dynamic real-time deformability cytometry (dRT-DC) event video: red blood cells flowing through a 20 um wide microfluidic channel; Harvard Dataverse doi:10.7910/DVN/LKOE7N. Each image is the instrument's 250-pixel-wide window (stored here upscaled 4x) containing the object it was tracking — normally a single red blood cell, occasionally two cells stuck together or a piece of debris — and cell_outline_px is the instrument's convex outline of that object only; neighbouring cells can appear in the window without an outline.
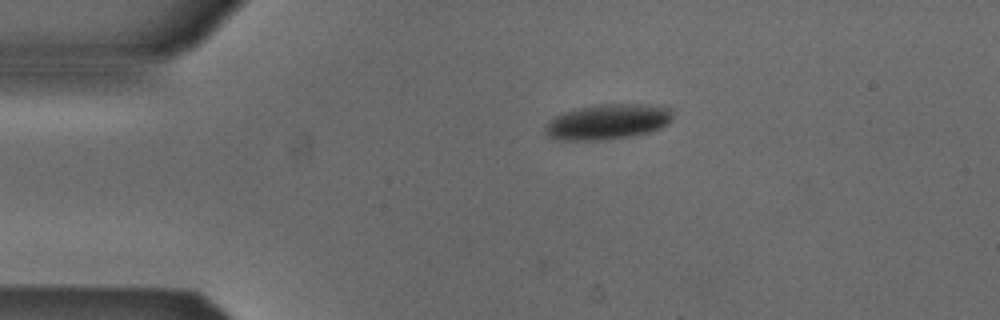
{"species": "Egyptian fruit bat (a non-hibernating species)", "species_latin": "Rousettus aegyptiacus", "temperature_condition": "cold", "stored_images_in_passage": 43, "camera_frame_rate_fps": 3000, "um_per_image_px": 0.085, "animal": {"sex": "male"}, "frame": {"image": 1, "passage_image": 1, "time_ms": 0.0, "image_size_px": [1000, 320], "cell_outline_px": [[672, 120], [668, 124], [660, 128], [648, 132], [632, 136], [604, 140], [556, 140], [548, 136], [544, 132], [544, 124], [556, 116], [564, 112], [596, 104], [648, 104], [672, 108]], "centroid_in_image_um": [51.65, 10.35], "position_along_channel_um": 33.3, "area_um2": 26.47}}
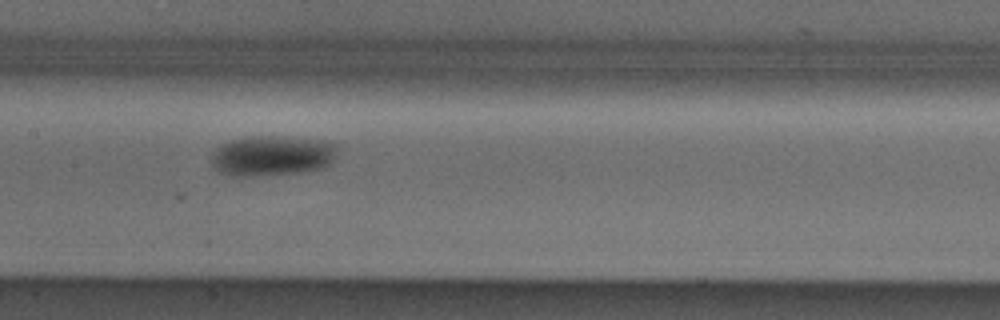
{"frame": {"image": 2, "passage_image": 16, "time_ms": 5.0, "image_size_px": [1000, 320], "cell_outline_px": [[336, 152], [332, 160], [324, 168], [296, 172], [252, 176], [232, 176], [220, 172], [212, 164], [212, 156], [216, 148], [232, 140], [252, 136], [296, 136], [328, 140], [336, 144]], "centroid_in_image_um": [23.17, 13.21], "position_along_channel_um": 184.2, "area_um2": 29.59}}
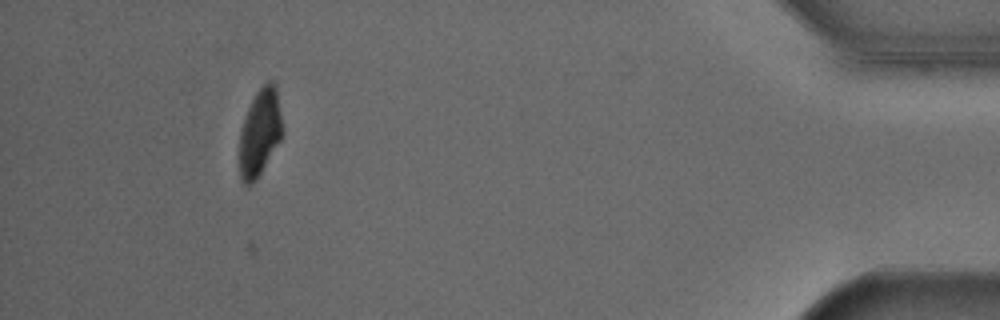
{"frame": {"image": 3, "passage_image": 39, "time_ms": 12.667, "image_size_px": [1000, 320], "cell_outline_px": [[284, 132], [280, 140], [256, 180], [248, 188], [240, 180], [240, 132], [248, 108], [256, 92], [268, 80], [272, 80], [276, 84], [284, 128]], "centroid_in_image_um": [22.11, 11.25], "position_along_channel_um": 413.1, "area_um2": 21.96}, "authors_computed_cell_mechanics": {"area_um2": 27.2238, "velocity_mm_per_s": 3.8629, "shape_relaxation_time_tau1_ms": 2.7321, "shape_relaxation_time_tau2_ms": null, "deformation_change_tau1": 0.1046, "deformation_change_tau2": null}}